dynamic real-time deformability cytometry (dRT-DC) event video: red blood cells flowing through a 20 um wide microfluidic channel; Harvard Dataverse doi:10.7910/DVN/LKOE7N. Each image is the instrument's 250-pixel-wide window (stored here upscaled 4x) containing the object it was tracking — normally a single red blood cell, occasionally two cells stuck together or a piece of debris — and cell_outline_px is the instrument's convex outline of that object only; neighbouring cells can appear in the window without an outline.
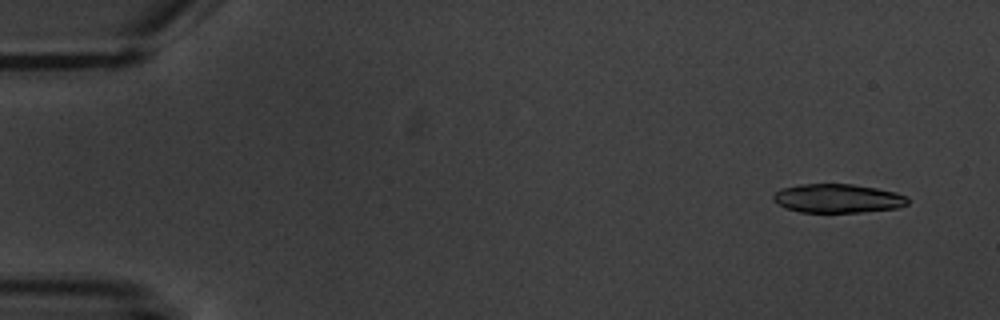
{"species": "common noctule bat (a hibernating species)", "species_latin": "Nyctalus noctula", "temperature_condition": "warm", "stored_images_in_passage": 4, "camera_frame_rate_fps": 3000, "um_per_image_px": 0.085, "animal": {"sex": "male", "body_mass_g": 20.1, "forearm_length_mm": 53.5}, "frame": {"image": 1, "passage_image": 1, "time_ms": 0.0, "image_size_px": [1000, 320], "cell_outline_px": [[908, 204], [900, 208], [860, 212], [800, 212], [788, 208], [772, 200], [772, 196], [780, 188], [800, 184], [852, 184], [876, 188], [896, 192], [908, 196]], "centroid_in_image_um": [71.24, 16.86], "position_along_channel_um": 13.8, "area_um2": 22.66}}
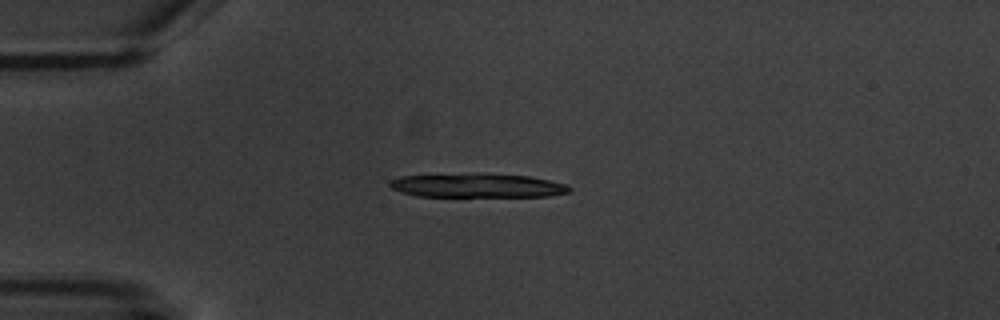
{"frame": {"image": 2, "passage_image": 4, "time_ms": 3.667, "image_size_px": [1000, 320], "cell_outline_px": [[572, 192], [552, 196], [416, 196], [400, 192], [392, 188], [388, 184], [392, 180], [400, 176], [528, 176], [548, 180], [564, 184], [572, 188]], "centroid_in_image_um": [40.62, 15.82], "position_along_channel_um": 44.4, "area_um2": 23.58}}